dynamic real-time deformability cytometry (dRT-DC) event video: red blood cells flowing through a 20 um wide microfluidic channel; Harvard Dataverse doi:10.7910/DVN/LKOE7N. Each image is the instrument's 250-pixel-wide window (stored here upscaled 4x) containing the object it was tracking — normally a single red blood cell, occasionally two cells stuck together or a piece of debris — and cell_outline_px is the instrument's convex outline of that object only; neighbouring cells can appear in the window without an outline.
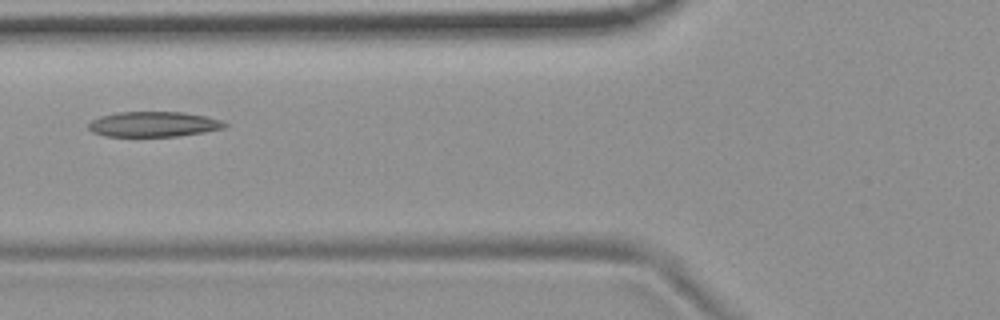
{"species": "common noctule bat (a hibernating species)", "species_latin": "Nyctalus noctula", "temperature_condition": "room temperature", "stored_images_in_passage": 9, "camera_frame_rate_fps": 3000, "um_per_image_px": 0.085, "animal": {"sex": "female", "body_mass_g": 19.9}, "frame": {"image": 1, "passage_image": 7, "time_ms": 2.0, "image_size_px": [1000, 320], "cell_outline_px": [[228, 124], [224, 128], [204, 132], [176, 136], [104, 136], [92, 132], [88, 128], [88, 124], [92, 120], [100, 116], [120, 112], [184, 112], [204, 116], [220, 120]], "centroid_in_image_um": [13.03, 10.56], "position_along_channel_um": 112.8, "area_um2": 19.88}}
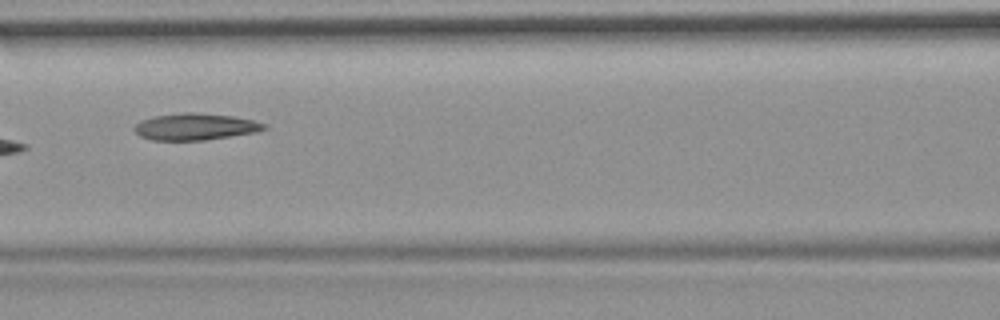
{"frame": {"image": 2, "passage_image": 8, "time_ms": 2.333, "image_size_px": [1000, 320], "cell_outline_px": [[268, 128], [256, 132], [204, 140], [152, 140], [140, 136], [132, 128], [140, 120], [152, 116], [184, 112], [200, 112], [232, 116], [252, 120], [264, 124]], "centroid_in_image_um": [16.55, 10.76], "position_along_channel_um": 150.0, "area_um2": 20.23}}